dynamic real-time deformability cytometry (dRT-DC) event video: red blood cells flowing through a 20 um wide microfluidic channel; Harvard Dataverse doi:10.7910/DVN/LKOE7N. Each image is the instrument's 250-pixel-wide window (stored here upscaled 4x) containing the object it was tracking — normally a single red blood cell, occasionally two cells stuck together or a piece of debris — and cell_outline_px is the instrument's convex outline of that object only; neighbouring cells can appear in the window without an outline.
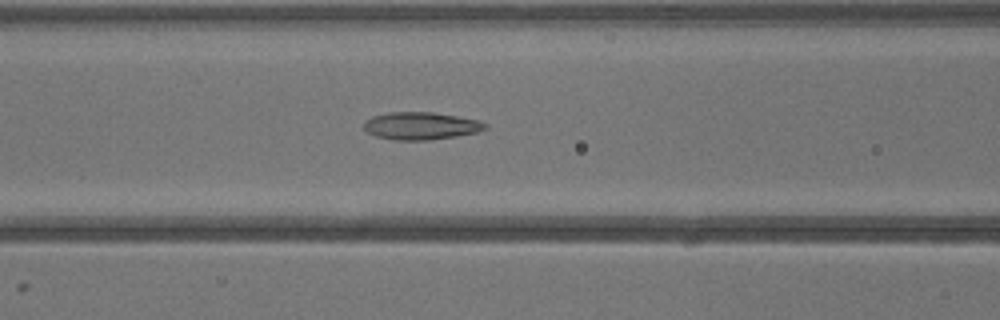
{"species": "common noctule bat (a hibernating species)", "species_latin": "Nyctalus noctula", "temperature_condition": "warm", "stored_images_in_passage": 35, "camera_frame_rate_fps": 3000, "um_per_image_px": 0.085, "animal": {"sex": "male", "body_mass_g": 13.3}, "frame": {"image": 1, "passage_image": 12, "time_ms": 3.667, "image_size_px": [1000, 320], "cell_outline_px": [[488, 128], [476, 132], [456, 136], [428, 140], [392, 140], [376, 136], [368, 132], [364, 128], [364, 124], [372, 116], [388, 112], [432, 112], [480, 120], [488, 124]], "centroid_in_image_um": [35.8, 10.7], "position_along_channel_um": 130.8, "area_um2": 19.42}}
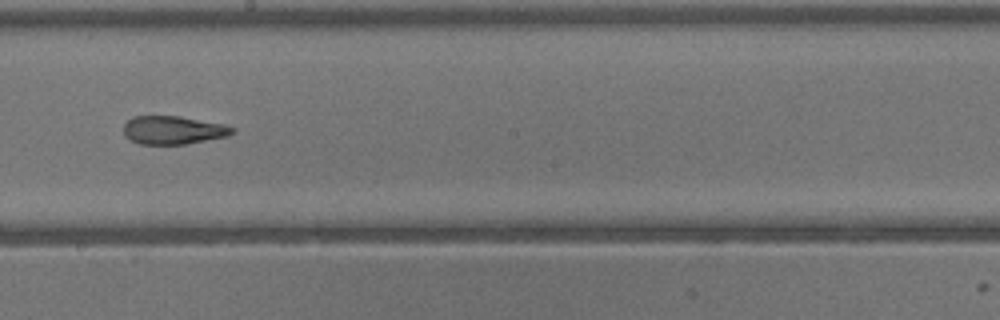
{"frame": {"image": 2, "passage_image": 18, "time_ms": 5.667, "image_size_px": [1000, 320], "cell_outline_px": [[236, 132], [228, 136], [184, 144], [140, 144], [128, 140], [124, 136], [124, 124], [132, 116], [180, 116], [224, 124], [236, 128]], "centroid_in_image_um": [14.72, 11.06], "position_along_channel_um": 233.5, "area_um2": 18.09}}
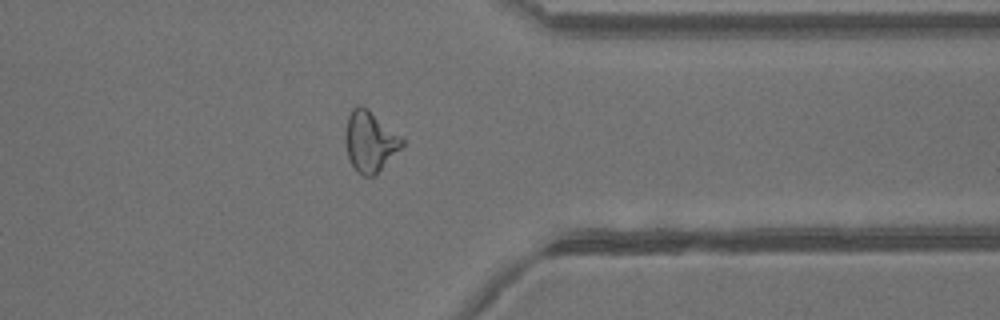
{"frame": {"image": 3, "passage_image": 27, "time_ms": 8.667, "image_size_px": [1000, 320], "cell_outline_px": [[404, 144], [376, 176], [364, 176], [352, 164], [348, 156], [344, 140], [344, 132], [348, 116], [352, 108], [356, 104], [360, 104], [368, 108], [404, 136]], "centroid_in_image_um": [31.47, 11.97], "position_along_channel_um": 379.9, "area_um2": 20.52}}